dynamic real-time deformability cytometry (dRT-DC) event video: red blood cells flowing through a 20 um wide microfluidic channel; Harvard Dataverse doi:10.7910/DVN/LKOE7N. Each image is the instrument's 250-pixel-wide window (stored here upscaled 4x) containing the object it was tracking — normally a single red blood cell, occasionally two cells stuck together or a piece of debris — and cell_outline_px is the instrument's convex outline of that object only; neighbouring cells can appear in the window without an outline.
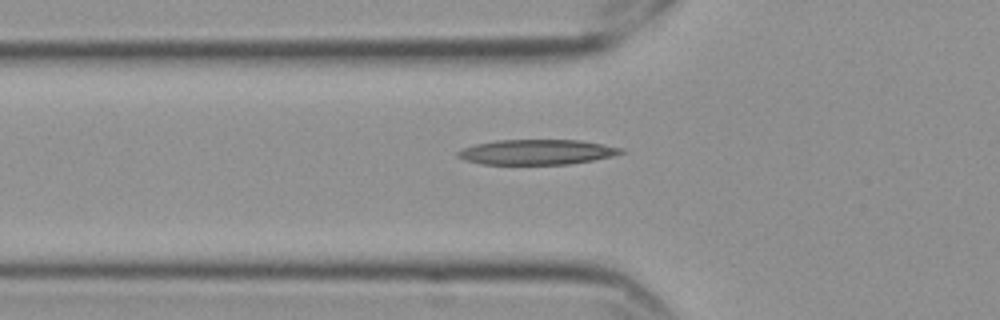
{"species": "Egyptian fruit bat (a non-hibernating species)", "species_latin": "Rousettus aegyptiacus", "temperature_condition": "cold", "stored_images_in_passage": 35, "camera_frame_rate_fps": 3000, "um_per_image_px": 0.085, "frame": {"image": 1, "passage_image": 2, "time_ms": 0.333, "image_size_px": [1000, 320], "cell_outline_px": [[624, 152], [612, 156], [592, 160], [568, 164], [484, 164], [464, 160], [456, 156], [456, 152], [464, 148], [476, 144], [496, 140], [580, 140], [624, 148]], "centroid_in_image_um": [45.62, 12.92], "position_along_channel_um": 80.2, "area_um2": 23.76}}
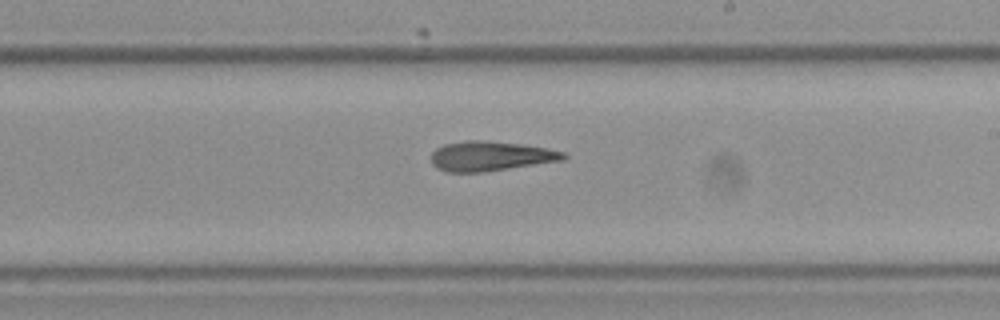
{"frame": {"image": 2, "passage_image": 16, "time_ms": 5.0, "image_size_px": [1000, 320], "cell_outline_px": [[568, 156], [564, 160], [484, 172], [448, 172], [436, 168], [432, 164], [432, 152], [436, 148], [444, 144], [468, 140], [484, 140], [520, 144], [544, 148], [564, 152]], "centroid_in_image_um": [41.67, 13.27], "position_along_channel_um": 247.3, "area_um2": 22.83}}
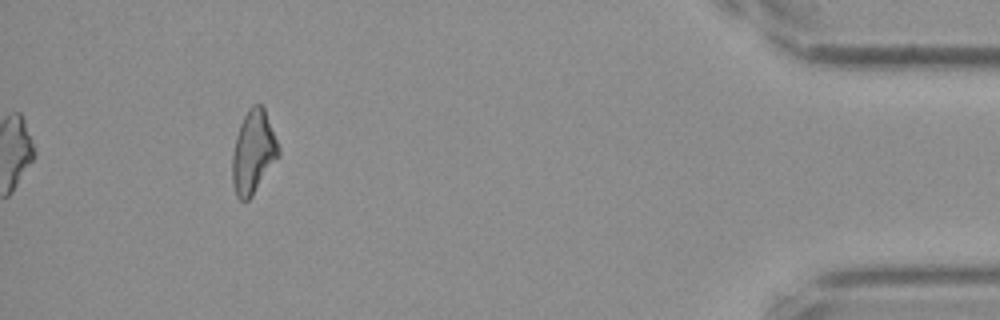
{"frame": {"image": 3, "passage_image": 35, "time_ms": 11.333, "image_size_px": [1000, 320], "cell_outline_px": [[280, 156], [252, 196], [248, 200], [240, 200], [236, 196], [232, 184], [232, 152], [236, 136], [240, 124], [248, 108], [252, 104], [260, 104], [264, 108], [280, 148]], "centroid_in_image_um": [21.53, 12.94], "position_along_channel_um": 413.7, "area_um2": 22.54}, "authors_computed_cell_mechanics": {"area_um2": 22.831, "velocity_mm_per_s": 3.5544, "shape_relaxation_time_tau1_ms": 7.477, "shape_relaxation_time_tau2_ms": null, "deformation_change_tau1": 0.1844, "deformation_change_tau2": null}}